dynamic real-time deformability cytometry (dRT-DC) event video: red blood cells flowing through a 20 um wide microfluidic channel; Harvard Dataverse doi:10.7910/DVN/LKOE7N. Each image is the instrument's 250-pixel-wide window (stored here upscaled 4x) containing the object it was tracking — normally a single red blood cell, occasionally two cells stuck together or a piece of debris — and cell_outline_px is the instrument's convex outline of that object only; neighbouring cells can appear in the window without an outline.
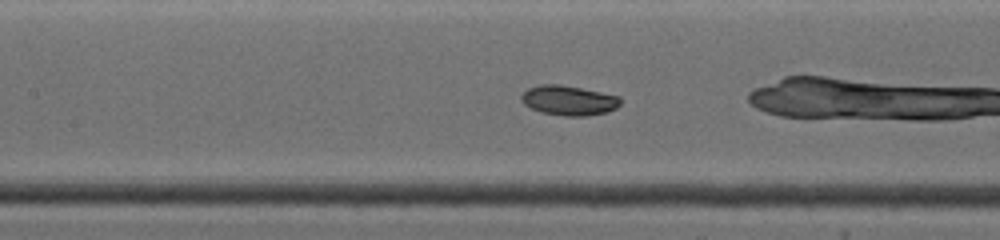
{"species": "common noctule bat (a hibernating species)", "species_latin": "Nyctalus noctula", "temperature_condition": "warm", "stored_images_in_passage": 45, "camera_frame_rate_fps": 4500, "um_per_image_px": 0.085, "animal": {"sex": "female", "body_mass_g": 19.0, "forearm_length_mm": 53.3}, "frame": {"image": 1, "passage_image": 7, "time_ms": 2.667, "image_size_px": [1000, 240], "cell_outline_px": [[620, 104], [616, 108], [608, 112], [588, 116], [564, 116], [540, 112], [524, 104], [520, 100], [520, 96], [528, 88], [540, 84], [560, 84], [620, 96]], "centroid_in_image_um": [48.33, 8.54], "position_along_channel_um": 159.1, "area_um2": 17.28}}
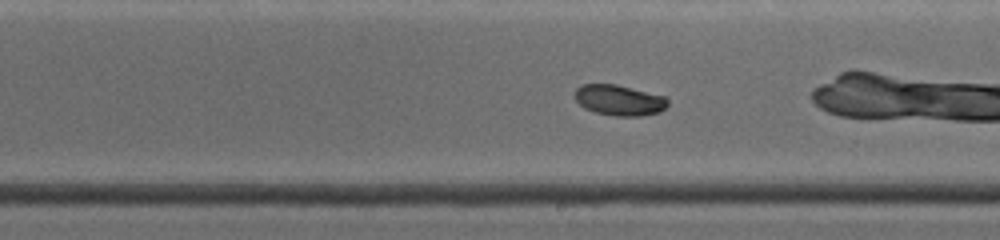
{"frame": {"image": 2, "passage_image": 12, "time_ms": 4.667, "image_size_px": [1000, 240], "cell_outline_px": [[668, 104], [660, 112], [640, 116], [616, 116], [596, 112], [584, 108], [576, 100], [576, 88], [584, 84], [616, 84], [668, 96]], "centroid_in_image_um": [52.68, 8.51], "position_along_channel_um": 236.3, "area_um2": 16.65}}